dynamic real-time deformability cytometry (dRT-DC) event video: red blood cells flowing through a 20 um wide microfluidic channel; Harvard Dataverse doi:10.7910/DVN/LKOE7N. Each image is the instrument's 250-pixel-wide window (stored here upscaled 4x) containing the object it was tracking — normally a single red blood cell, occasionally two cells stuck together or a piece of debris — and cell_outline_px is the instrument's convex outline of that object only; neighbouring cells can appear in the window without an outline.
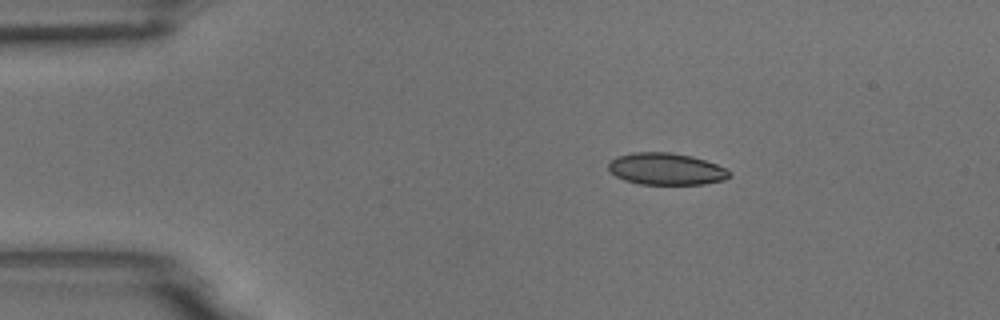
{"species": "common noctule bat (a hibernating species)", "species_latin": "Nyctalus noctula", "temperature_condition": "room temperature", "stored_images_in_passage": 3, "camera_frame_rate_fps": 3000, "um_per_image_px": 0.085, "animal": {"sex": "male", "body_mass_g": 18.8}, "frame": {"image": 1, "passage_image": 1, "time_ms": 0.0, "image_size_px": [1000, 320], "cell_outline_px": [[732, 176], [724, 180], [704, 184], [640, 184], [624, 180], [616, 176], [608, 168], [608, 164], [616, 156], [632, 152], [668, 152], [692, 156], [716, 164], [732, 172]], "centroid_in_image_um": [56.63, 14.36], "position_along_channel_um": 28.4, "area_um2": 22.48}}